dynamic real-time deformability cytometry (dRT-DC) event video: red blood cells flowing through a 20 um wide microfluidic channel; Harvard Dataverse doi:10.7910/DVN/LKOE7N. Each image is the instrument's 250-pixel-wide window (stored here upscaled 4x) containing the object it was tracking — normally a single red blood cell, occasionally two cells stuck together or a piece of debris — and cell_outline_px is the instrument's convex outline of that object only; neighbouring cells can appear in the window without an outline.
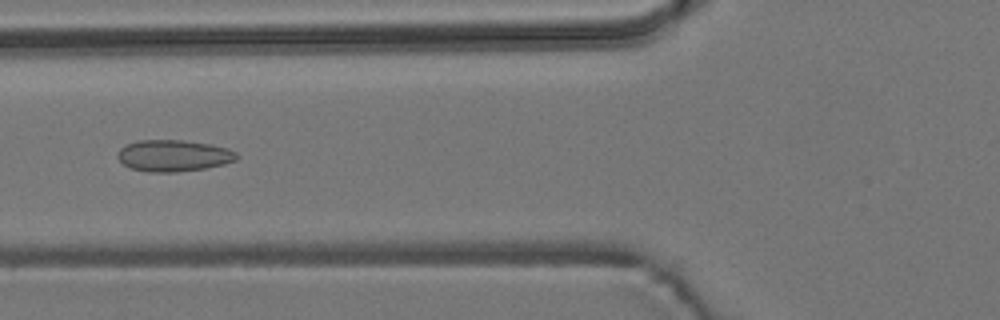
{"species": "common noctule bat (a hibernating species)", "species_latin": "Nyctalus noctula", "temperature_condition": "room temperature", "stored_images_in_passage": 8, "camera_frame_rate_fps": 3000, "um_per_image_px": 0.085, "animal": {"sex": "male", "body_mass_g": 19.2, "forearm_length_mm": 51.8}, "frame": {"image": 1, "passage_image": 5, "time_ms": 4.667, "image_size_px": [1000, 320], "cell_outline_px": [[240, 156], [236, 160], [224, 164], [204, 168], [176, 172], [148, 172], [132, 168], [124, 164], [116, 156], [120, 148], [124, 144], [140, 140], [184, 140], [212, 144], [228, 148], [236, 152]], "centroid_in_image_um": [14.76, 13.22], "position_along_channel_um": 111.0, "area_um2": 22.02}}
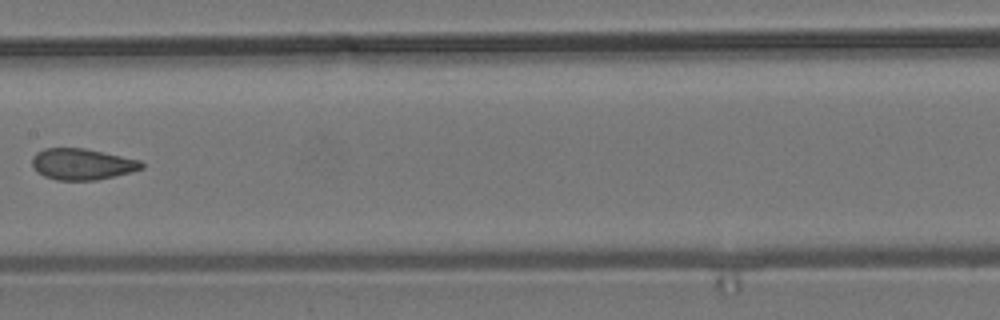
{"frame": {"image": 2, "passage_image": 7, "time_ms": 7.0, "image_size_px": [1000, 320], "cell_outline_px": [[144, 168], [96, 180], [56, 180], [44, 176], [36, 172], [32, 168], [32, 156], [36, 152], [44, 148], [84, 148], [140, 160], [144, 164]], "centroid_in_image_um": [6.92, 13.95], "position_along_channel_um": 200.5, "area_um2": 19.88}}
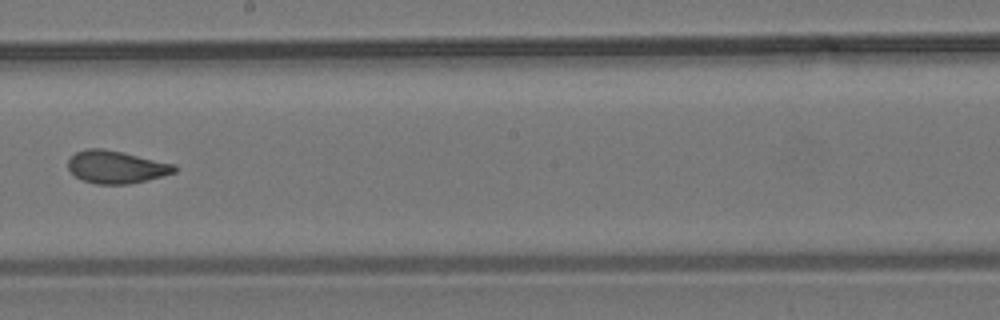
{"frame": {"image": 3, "passage_image": 8, "time_ms": 8.0, "image_size_px": [1000, 320], "cell_outline_px": [[180, 168], [176, 172], [128, 184], [96, 184], [84, 180], [76, 176], [68, 168], [68, 160], [76, 152], [88, 148], [104, 148], [124, 152], [176, 164]], "centroid_in_image_um": [9.91, 14.18], "position_along_channel_um": 238.3, "area_um2": 20.23}}